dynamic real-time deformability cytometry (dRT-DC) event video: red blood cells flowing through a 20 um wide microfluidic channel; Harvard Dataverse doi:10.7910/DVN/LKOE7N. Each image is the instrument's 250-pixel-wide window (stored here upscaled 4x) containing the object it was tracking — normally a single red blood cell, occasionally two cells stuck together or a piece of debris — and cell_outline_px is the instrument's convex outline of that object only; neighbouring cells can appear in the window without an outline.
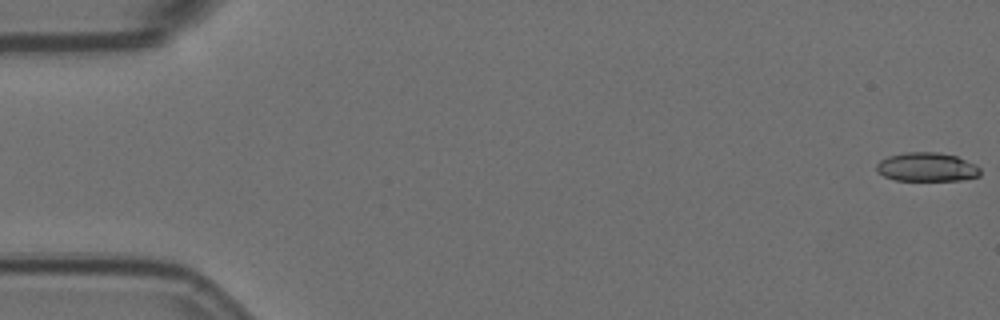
{"species": "Egyptian fruit bat (a non-hibernating species)", "species_latin": "Rousettus aegyptiacus", "temperature_condition": "room temperature", "stored_images_in_passage": 57, "camera_frame_rate_fps": 3000, "um_per_image_px": 0.085, "animal": {"sex": "female"}, "frame": {"image": 1, "passage_image": 1, "time_ms": 0.0, "image_size_px": [1000, 320], "cell_outline_px": [[980, 176], [960, 180], [896, 180], [884, 176], [876, 168], [876, 164], [880, 160], [888, 156], [904, 152], [936, 152], [956, 156], [976, 164], [980, 168]], "centroid_in_image_um": [78.79, 14.19], "position_along_channel_um": 6.2, "area_um2": 17.4}}
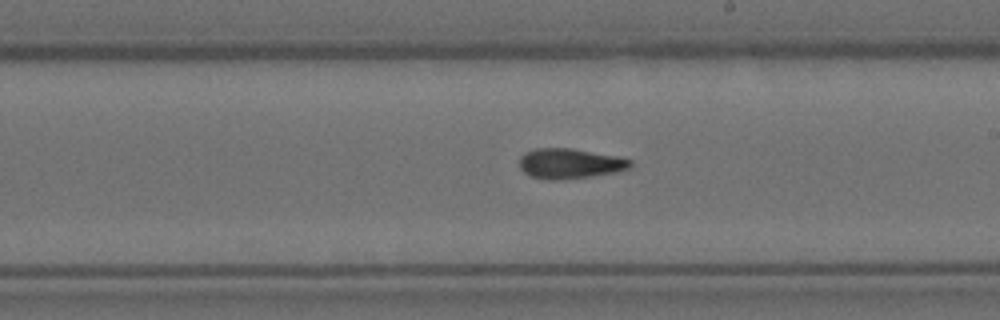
{"frame": {"image": 2, "passage_image": 33, "time_ms": 10.667, "image_size_px": [1000, 320], "cell_outline_px": [[632, 164], [628, 168], [616, 172], [592, 176], [560, 180], [548, 180], [532, 176], [524, 172], [520, 168], [520, 156], [524, 152], [536, 148], [572, 148], [616, 156], [632, 160]], "centroid_in_image_um": [48.42, 13.9], "position_along_channel_um": 240.6, "area_um2": 19.48}}
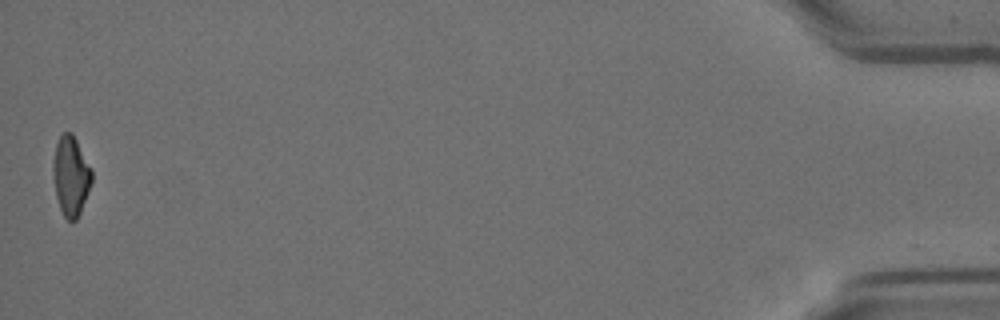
{"frame": {"image": 3, "passage_image": 57, "time_ms": 18.667, "image_size_px": [1000, 320], "cell_outline_px": [[92, 180], [88, 192], [80, 212], [76, 220], [68, 220], [64, 216], [60, 208], [56, 196], [52, 168], [52, 164], [56, 144], [60, 136], [64, 132], [72, 132], [92, 168]], "centroid_in_image_um": [6.02, 14.92], "position_along_channel_um": 429.2, "area_um2": 17.86}, "authors_computed_cell_mechanics": {"area_um2": 18.8428, "velocity_mm_per_s": 3.5781, "shape_relaxation_time_tau1_ms": null, "shape_relaxation_time_tau2_ms": 8.292, "deformation_change_tau1": null, "deformation_change_tau2": 0.1818}}